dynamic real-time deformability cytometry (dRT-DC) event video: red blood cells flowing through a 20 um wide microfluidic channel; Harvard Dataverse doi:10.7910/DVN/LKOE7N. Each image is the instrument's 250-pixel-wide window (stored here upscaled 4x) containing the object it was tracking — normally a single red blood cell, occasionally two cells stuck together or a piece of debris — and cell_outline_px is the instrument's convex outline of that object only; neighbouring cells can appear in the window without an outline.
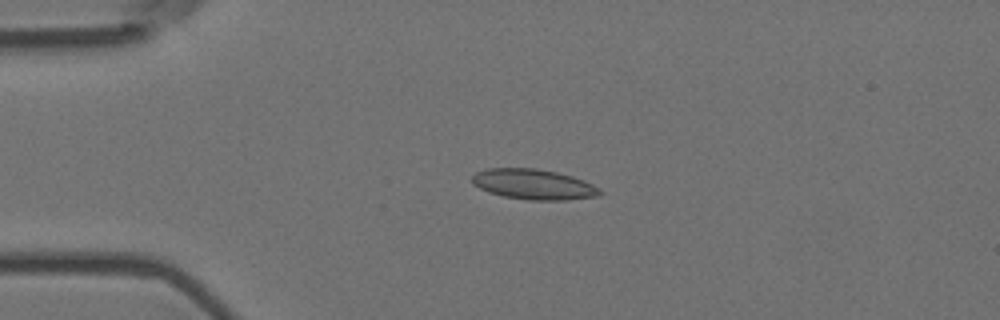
{"species": "Egyptian fruit bat (a non-hibernating species)", "species_latin": "Rousettus aegyptiacus", "temperature_condition": "room temperature", "stored_images_in_passage": 19, "camera_frame_rate_fps": 3000, "um_per_image_px": 0.085, "animal": {"sex": "female"}, "frame": {"image": 1, "passage_image": 13, "time_ms": 4.0, "image_size_px": [1000, 320], "cell_outline_px": [[604, 192], [600, 196], [568, 200], [528, 200], [504, 196], [488, 192], [472, 184], [472, 176], [476, 172], [488, 168], [536, 168], [556, 172], [572, 176], [584, 180], [600, 188]], "centroid_in_image_um": [45.39, 15.67], "position_along_channel_um": 39.6, "area_um2": 22.77}}
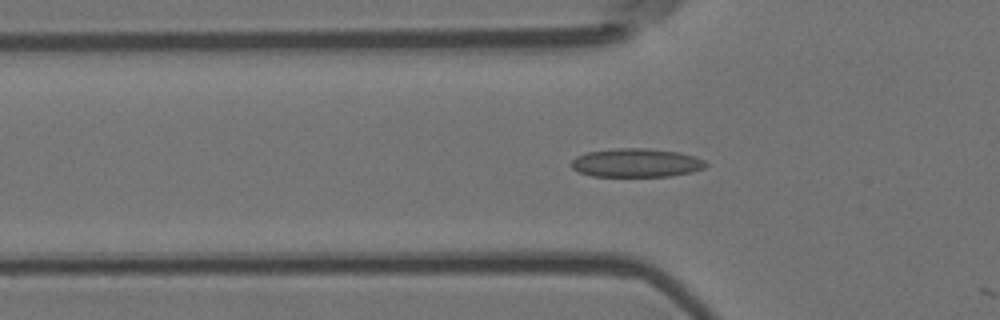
{"frame": {"image": 2, "passage_image": 18, "time_ms": 5.667, "image_size_px": [1000, 320], "cell_outline_px": [[708, 164], [704, 168], [692, 172], [672, 176], [592, 176], [576, 172], [568, 164], [576, 156], [588, 152], [616, 148], [648, 148], [680, 152], [704, 160]], "centroid_in_image_um": [54.05, 13.84], "position_along_channel_um": 71.8, "area_um2": 22.66}}